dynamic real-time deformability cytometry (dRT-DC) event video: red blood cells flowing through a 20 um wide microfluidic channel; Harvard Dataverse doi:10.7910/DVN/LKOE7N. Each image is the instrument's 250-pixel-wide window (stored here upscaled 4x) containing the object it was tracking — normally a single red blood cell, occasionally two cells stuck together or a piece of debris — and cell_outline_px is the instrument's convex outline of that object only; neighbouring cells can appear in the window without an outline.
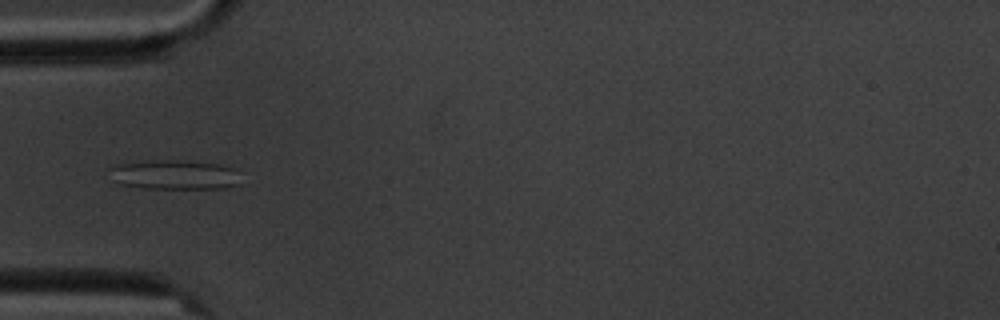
{"species": "common noctule bat (a hibernating species)", "species_latin": "Nyctalus noctula", "temperature_condition": "cold", "stored_images_in_passage": 15, "camera_frame_rate_fps": 3000, "um_per_image_px": 0.085, "animal": {"sex": "male", "body_mass_g": 20.1, "forearm_length_mm": 53.5}, "frame": {"image": 1, "passage_image": 5, "time_ms": 5.333, "image_size_px": [1000, 320], "cell_outline_px": [[240, 184], [228, 188], [144, 188], [120, 184], [112, 180], [108, 168], [116, 164], [144, 160], [176, 160], [220, 164], [236, 168]], "centroid_in_image_um": [14.81, 14.84], "position_along_channel_um": 70.2, "area_um2": 22.89}}
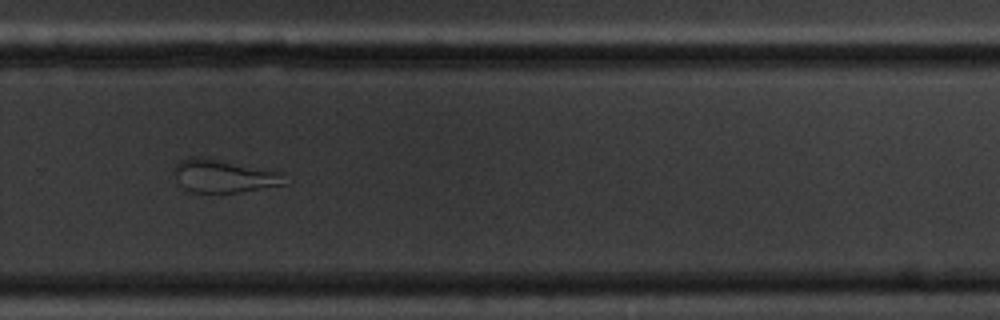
{"frame": {"image": 2, "passage_image": 11, "time_ms": 12.333, "image_size_px": [1000, 320], "cell_outline_px": [[288, 184], [240, 192], [192, 192], [184, 188], [176, 172], [176, 164], [180, 160], [188, 156], [208, 156], [280, 172]], "centroid_in_image_um": [19.06, 14.93], "position_along_channel_um": 310.7, "area_um2": 21.21}}
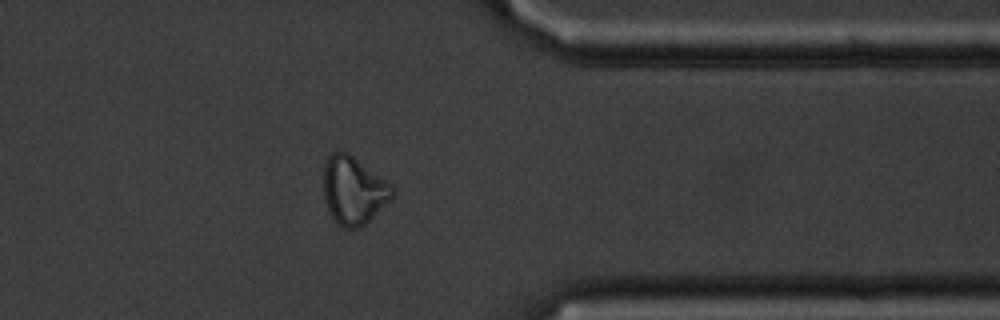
{"frame": {"image": 3, "passage_image": 13, "time_ms": 14.667, "image_size_px": [1000, 320], "cell_outline_px": [[396, 192], [360, 228], [344, 228], [336, 224], [328, 208], [324, 196], [324, 164], [328, 156], [332, 152], [348, 152], [392, 184]], "centroid_in_image_um": [30.04, 16.16], "position_along_channel_um": 381.4, "area_um2": 26.88}, "authors_computed_cell_mechanics": {"area_um2": 25.8366, "velocity_mm_per_s": 3.4284, "shape_relaxation_time_tau1_ms": null, "shape_relaxation_time_tau2_ms": 2.1494, "deformation_change_tau1": null, "deformation_change_tau2": 0.1091}}